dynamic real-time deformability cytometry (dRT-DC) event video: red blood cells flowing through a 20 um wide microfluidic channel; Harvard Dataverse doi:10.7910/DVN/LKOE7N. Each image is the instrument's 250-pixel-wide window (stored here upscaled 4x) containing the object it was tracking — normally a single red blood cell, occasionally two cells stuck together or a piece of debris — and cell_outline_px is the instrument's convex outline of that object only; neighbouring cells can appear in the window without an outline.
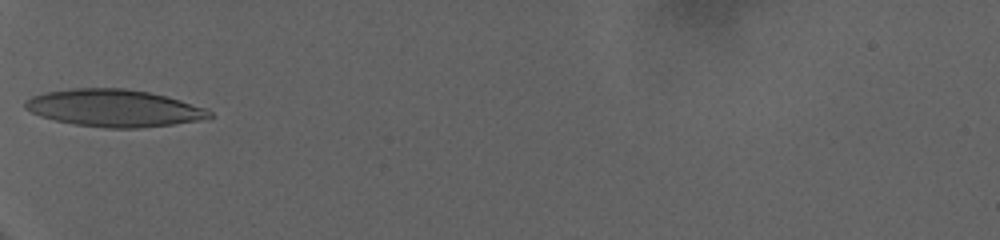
{"species": "human", "species_latin": "Homo sapiens", "temperature_condition": "warm", "stored_images_in_passage": 4, "camera_frame_rate_fps": 3000, "um_per_image_px": 0.085, "donor": {"sex": "female"}, "frame": {"image": 1, "passage_image": 1, "time_ms": 0.0, "image_size_px": [1000, 240], "cell_outline_px": [[212, 116], [200, 120], [172, 124], [140, 128], [104, 128], [76, 124], [56, 120], [40, 116], [24, 108], [24, 100], [32, 96], [44, 92], [72, 88], [124, 88], [148, 92], [180, 100], [208, 108], [212, 112]], "centroid_in_image_um": [9.68, 9.18], "position_along_channel_um": 75.3, "area_um2": 39.94}}